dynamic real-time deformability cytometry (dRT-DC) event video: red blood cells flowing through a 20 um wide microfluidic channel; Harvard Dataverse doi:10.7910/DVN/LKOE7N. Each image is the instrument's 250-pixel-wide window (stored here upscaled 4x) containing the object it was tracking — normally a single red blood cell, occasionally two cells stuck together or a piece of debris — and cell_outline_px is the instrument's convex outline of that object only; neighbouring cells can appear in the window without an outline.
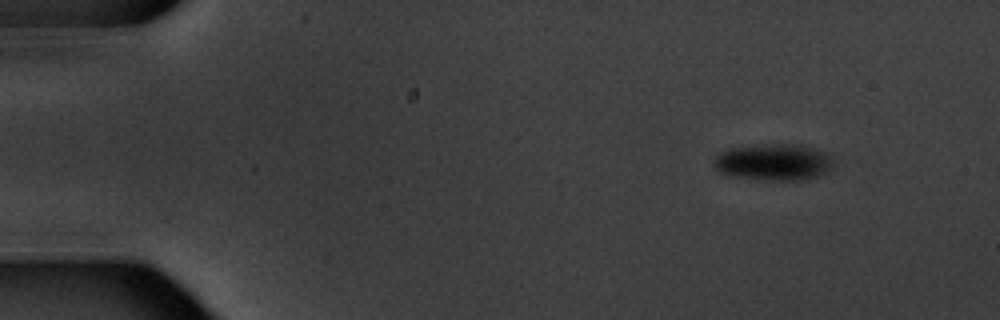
{"species": "common noctule bat (a hibernating species)", "species_latin": "Nyctalus noctula", "temperature_condition": "warm", "stored_images_in_passage": 4, "camera_frame_rate_fps": 3000, "um_per_image_px": 0.085, "animal": {"sex": "male", "body_mass_g": 20.1, "forearm_length_mm": 53.5}, "frame": {"image": 1, "passage_image": 1, "time_ms": 0.0, "image_size_px": [1000, 320], "cell_outline_px": [[836, 160], [832, 168], [816, 176], [800, 180], [768, 180], [732, 176], [720, 172], [712, 164], [712, 160], [720, 152], [728, 148], [764, 144], [800, 144], [816, 148], [828, 152]], "centroid_in_image_um": [65.79, 13.76], "position_along_channel_um": 19.2, "area_um2": 25.89}}